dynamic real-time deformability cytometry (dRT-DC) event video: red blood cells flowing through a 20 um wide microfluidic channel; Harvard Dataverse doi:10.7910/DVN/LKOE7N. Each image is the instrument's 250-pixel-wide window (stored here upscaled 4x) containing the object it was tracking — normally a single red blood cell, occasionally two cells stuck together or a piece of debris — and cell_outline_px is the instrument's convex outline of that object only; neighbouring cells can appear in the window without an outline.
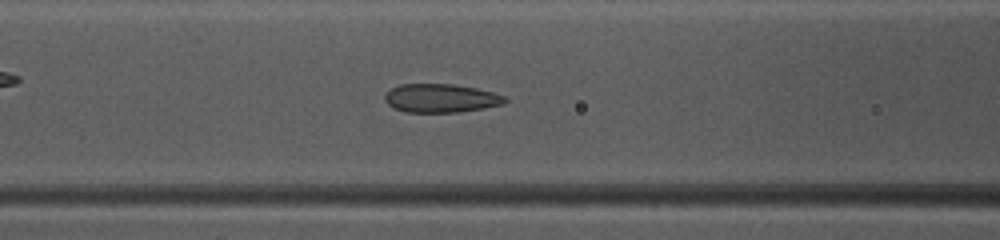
{"species": "common noctule bat (a hibernating species)", "species_latin": "Nyctalus noctula", "temperature_condition": "warm", "stored_images_in_passage": 37, "camera_frame_rate_fps": 3000, "um_per_image_px": 0.085, "animal": {"sex": "female", "body_mass_g": 10.0, "forearm_length_mm": 53.1}, "frame": {"image": 1, "passage_image": 9, "time_ms": 2.667, "image_size_px": [1000, 240], "cell_outline_px": [[508, 100], [504, 104], [484, 108], [460, 112], [404, 112], [392, 108], [384, 100], [384, 96], [392, 88], [400, 84], [452, 84], [476, 88], [508, 96]], "centroid_in_image_um": [37.49, 8.35], "position_along_channel_um": 129.1, "area_um2": 20.17}}
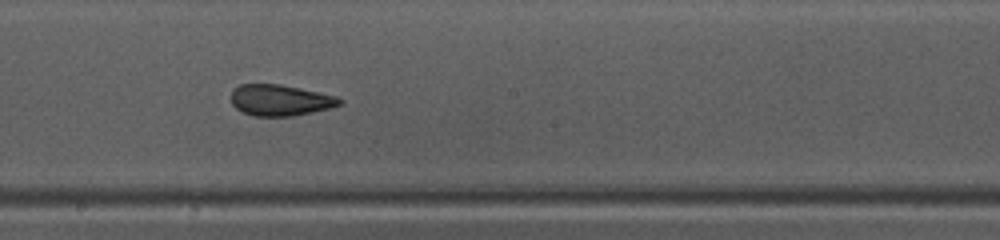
{"frame": {"image": 2, "passage_image": 16, "time_ms": 5.0, "image_size_px": [1000, 240], "cell_outline_px": [[344, 104], [332, 108], [292, 116], [252, 116], [236, 108], [232, 104], [232, 88], [240, 84], [280, 84], [300, 88], [336, 96], [344, 100]], "centroid_in_image_um": [23.84, 8.51], "position_along_channel_um": 224.4, "area_um2": 19.83}}
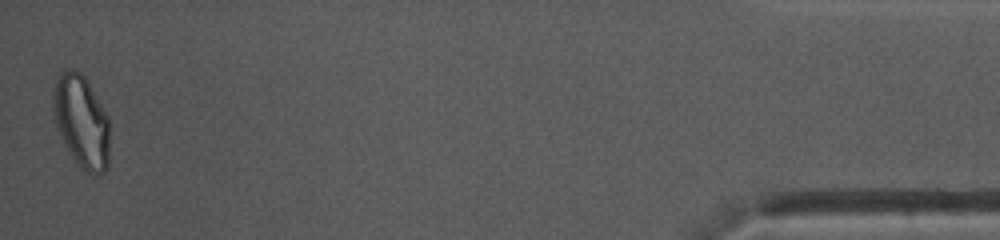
{"frame": {"image": 3, "passage_image": 37, "time_ms": 12.0, "image_size_px": [1000, 240], "cell_outline_px": [[108, 168], [104, 172], [92, 176], [80, 168], [68, 152], [60, 136], [56, 124], [52, 108], [52, 96], [56, 76], [60, 72], [68, 68], [72, 68], [80, 72], [84, 76], [108, 116]], "centroid_in_image_um": [6.89, 10.33], "position_along_channel_um": 428.3, "area_um2": 30.75}, "authors_computed_cell_mechanics": {"area_um2": 20.808, "velocity_mm_per_s": 4.0744, "shape_relaxation_time_tau1_ms": 10.8044, "shape_relaxation_time_tau2_ms": 1.2083, "deformation_change_tau1": 0.2186, "deformation_change_tau2": 0.0591}}